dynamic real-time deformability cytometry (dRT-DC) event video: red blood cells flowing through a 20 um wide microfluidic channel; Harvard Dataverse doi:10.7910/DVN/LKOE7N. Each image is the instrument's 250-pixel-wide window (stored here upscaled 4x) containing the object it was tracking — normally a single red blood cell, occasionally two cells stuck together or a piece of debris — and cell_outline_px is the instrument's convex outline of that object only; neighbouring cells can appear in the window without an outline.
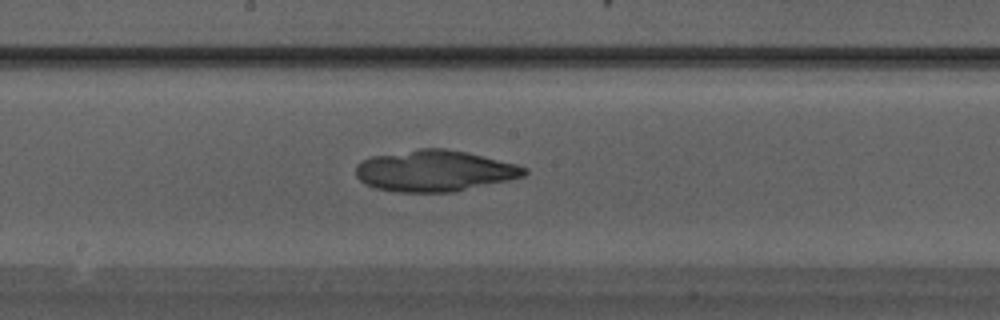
{"species": "Egyptian fruit bat (a non-hibernating species)", "species_latin": "Rousettus aegyptiacus", "temperature_condition": "warm", "stored_images_in_passage": 31, "camera_frame_rate_fps": 3000, "um_per_image_px": 0.085, "animal": {"sex": "male"}, "frame": {"image": 1, "passage_image": 18, "time_ms": 5.667, "image_size_px": [1000, 320], "cell_outline_px": [[528, 172], [524, 176], [508, 180], [452, 192], [400, 192], [376, 188], [360, 180], [356, 176], [356, 164], [372, 156], [420, 148], [444, 148], [468, 152], [516, 164], [528, 168]], "centroid_in_image_um": [36.95, 14.51], "position_along_channel_um": 211.2, "area_um2": 40.29}}